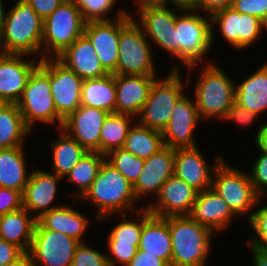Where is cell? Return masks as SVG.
Masks as SVG:
<instances>
[{
	"instance_id": "1",
	"label": "cell",
	"mask_w": 267,
	"mask_h": 266,
	"mask_svg": "<svg viewBox=\"0 0 267 266\" xmlns=\"http://www.w3.org/2000/svg\"><path fill=\"white\" fill-rule=\"evenodd\" d=\"M42 38L43 19L29 2L18 0L6 15L0 36V52L41 56Z\"/></svg>"
},
{
	"instance_id": "2",
	"label": "cell",
	"mask_w": 267,
	"mask_h": 266,
	"mask_svg": "<svg viewBox=\"0 0 267 266\" xmlns=\"http://www.w3.org/2000/svg\"><path fill=\"white\" fill-rule=\"evenodd\" d=\"M81 199L97 206L98 221L117 213L126 214L128 211L139 210L135 205L137 199L133 185L106 160L90 189Z\"/></svg>"
},
{
	"instance_id": "3",
	"label": "cell",
	"mask_w": 267,
	"mask_h": 266,
	"mask_svg": "<svg viewBox=\"0 0 267 266\" xmlns=\"http://www.w3.org/2000/svg\"><path fill=\"white\" fill-rule=\"evenodd\" d=\"M171 234V266H205L213 231L189 215L168 216Z\"/></svg>"
},
{
	"instance_id": "4",
	"label": "cell",
	"mask_w": 267,
	"mask_h": 266,
	"mask_svg": "<svg viewBox=\"0 0 267 266\" xmlns=\"http://www.w3.org/2000/svg\"><path fill=\"white\" fill-rule=\"evenodd\" d=\"M133 16L127 11L120 17L119 54L113 74L156 76L151 42Z\"/></svg>"
},
{
	"instance_id": "5",
	"label": "cell",
	"mask_w": 267,
	"mask_h": 266,
	"mask_svg": "<svg viewBox=\"0 0 267 266\" xmlns=\"http://www.w3.org/2000/svg\"><path fill=\"white\" fill-rule=\"evenodd\" d=\"M25 125L33 131L36 121L54 124L63 119L58 115L50 87V58H43L31 73L22 96L16 103Z\"/></svg>"
},
{
	"instance_id": "6",
	"label": "cell",
	"mask_w": 267,
	"mask_h": 266,
	"mask_svg": "<svg viewBox=\"0 0 267 266\" xmlns=\"http://www.w3.org/2000/svg\"><path fill=\"white\" fill-rule=\"evenodd\" d=\"M195 82V102L201 119L224 120L228 109L235 102V84L224 70L207 62Z\"/></svg>"
},
{
	"instance_id": "7",
	"label": "cell",
	"mask_w": 267,
	"mask_h": 266,
	"mask_svg": "<svg viewBox=\"0 0 267 266\" xmlns=\"http://www.w3.org/2000/svg\"><path fill=\"white\" fill-rule=\"evenodd\" d=\"M179 12L182 15H178ZM195 12L178 9L176 14V58L184 62L188 70L205 57L214 40L211 16L206 18Z\"/></svg>"
},
{
	"instance_id": "8",
	"label": "cell",
	"mask_w": 267,
	"mask_h": 266,
	"mask_svg": "<svg viewBox=\"0 0 267 266\" xmlns=\"http://www.w3.org/2000/svg\"><path fill=\"white\" fill-rule=\"evenodd\" d=\"M85 24L86 21L74 1L64 0L43 20L41 57L38 59L51 58V56L56 58L84 34Z\"/></svg>"
},
{
	"instance_id": "9",
	"label": "cell",
	"mask_w": 267,
	"mask_h": 266,
	"mask_svg": "<svg viewBox=\"0 0 267 266\" xmlns=\"http://www.w3.org/2000/svg\"><path fill=\"white\" fill-rule=\"evenodd\" d=\"M213 175L211 188L225 200L236 216L248 215L251 211L247 217L249 220L257 205L262 204L249 174L232 167L223 160Z\"/></svg>"
},
{
	"instance_id": "10",
	"label": "cell",
	"mask_w": 267,
	"mask_h": 266,
	"mask_svg": "<svg viewBox=\"0 0 267 266\" xmlns=\"http://www.w3.org/2000/svg\"><path fill=\"white\" fill-rule=\"evenodd\" d=\"M180 69L175 67L165 77L154 81L139 118V123L151 129L163 131L170 121L177 101L184 95Z\"/></svg>"
},
{
	"instance_id": "11",
	"label": "cell",
	"mask_w": 267,
	"mask_h": 266,
	"mask_svg": "<svg viewBox=\"0 0 267 266\" xmlns=\"http://www.w3.org/2000/svg\"><path fill=\"white\" fill-rule=\"evenodd\" d=\"M80 242L58 231L44 229L36 222L29 253L35 266H72Z\"/></svg>"
},
{
	"instance_id": "12",
	"label": "cell",
	"mask_w": 267,
	"mask_h": 266,
	"mask_svg": "<svg viewBox=\"0 0 267 266\" xmlns=\"http://www.w3.org/2000/svg\"><path fill=\"white\" fill-rule=\"evenodd\" d=\"M83 79L57 58H50V87L58 115L65 120L81 105Z\"/></svg>"
},
{
	"instance_id": "13",
	"label": "cell",
	"mask_w": 267,
	"mask_h": 266,
	"mask_svg": "<svg viewBox=\"0 0 267 266\" xmlns=\"http://www.w3.org/2000/svg\"><path fill=\"white\" fill-rule=\"evenodd\" d=\"M212 24L220 27L222 37L235 48H246L256 42L261 33V20L255 16L240 13L232 7L224 8L211 15Z\"/></svg>"
},
{
	"instance_id": "14",
	"label": "cell",
	"mask_w": 267,
	"mask_h": 266,
	"mask_svg": "<svg viewBox=\"0 0 267 266\" xmlns=\"http://www.w3.org/2000/svg\"><path fill=\"white\" fill-rule=\"evenodd\" d=\"M199 120L195 100L184 94L175 104L171 119L162 131L164 145L172 149L197 147L194 129Z\"/></svg>"
},
{
	"instance_id": "15",
	"label": "cell",
	"mask_w": 267,
	"mask_h": 266,
	"mask_svg": "<svg viewBox=\"0 0 267 266\" xmlns=\"http://www.w3.org/2000/svg\"><path fill=\"white\" fill-rule=\"evenodd\" d=\"M127 11L120 10L116 20L88 21L84 27V35L90 40L101 65L113 74L118 62V43L120 37V17Z\"/></svg>"
},
{
	"instance_id": "16",
	"label": "cell",
	"mask_w": 267,
	"mask_h": 266,
	"mask_svg": "<svg viewBox=\"0 0 267 266\" xmlns=\"http://www.w3.org/2000/svg\"><path fill=\"white\" fill-rule=\"evenodd\" d=\"M23 58V54L0 52V101L3 103L16 104L19 101L31 73L40 63L36 57L30 61Z\"/></svg>"
},
{
	"instance_id": "17",
	"label": "cell",
	"mask_w": 267,
	"mask_h": 266,
	"mask_svg": "<svg viewBox=\"0 0 267 266\" xmlns=\"http://www.w3.org/2000/svg\"><path fill=\"white\" fill-rule=\"evenodd\" d=\"M109 114L99 108L80 105L63 121L61 129L88 152L100 153L101 127Z\"/></svg>"
},
{
	"instance_id": "18",
	"label": "cell",
	"mask_w": 267,
	"mask_h": 266,
	"mask_svg": "<svg viewBox=\"0 0 267 266\" xmlns=\"http://www.w3.org/2000/svg\"><path fill=\"white\" fill-rule=\"evenodd\" d=\"M197 195L196 189L173 175L162 185L155 198L158 201L145 207L159 217L189 215Z\"/></svg>"
},
{
	"instance_id": "19",
	"label": "cell",
	"mask_w": 267,
	"mask_h": 266,
	"mask_svg": "<svg viewBox=\"0 0 267 266\" xmlns=\"http://www.w3.org/2000/svg\"><path fill=\"white\" fill-rule=\"evenodd\" d=\"M224 159L220 156L209 166L198 147L175 149L174 175L198 192L210 189L213 173ZM212 173V174H211Z\"/></svg>"
},
{
	"instance_id": "20",
	"label": "cell",
	"mask_w": 267,
	"mask_h": 266,
	"mask_svg": "<svg viewBox=\"0 0 267 266\" xmlns=\"http://www.w3.org/2000/svg\"><path fill=\"white\" fill-rule=\"evenodd\" d=\"M175 10V11H174ZM169 7L147 8L139 12V23L150 42L176 57V11Z\"/></svg>"
},
{
	"instance_id": "21",
	"label": "cell",
	"mask_w": 267,
	"mask_h": 266,
	"mask_svg": "<svg viewBox=\"0 0 267 266\" xmlns=\"http://www.w3.org/2000/svg\"><path fill=\"white\" fill-rule=\"evenodd\" d=\"M174 160L175 149L167 146L144 159L142 171L133 185L137 201L149 193L159 194L162 185L174 175Z\"/></svg>"
},
{
	"instance_id": "22",
	"label": "cell",
	"mask_w": 267,
	"mask_h": 266,
	"mask_svg": "<svg viewBox=\"0 0 267 266\" xmlns=\"http://www.w3.org/2000/svg\"><path fill=\"white\" fill-rule=\"evenodd\" d=\"M157 76L115 75L116 114L138 117L148 100L149 92Z\"/></svg>"
},
{
	"instance_id": "23",
	"label": "cell",
	"mask_w": 267,
	"mask_h": 266,
	"mask_svg": "<svg viewBox=\"0 0 267 266\" xmlns=\"http://www.w3.org/2000/svg\"><path fill=\"white\" fill-rule=\"evenodd\" d=\"M60 180L62 178L53 172L34 170L30 173L29 181L22 193L23 208L30 214L35 212L33 216L36 220L51 209L60 207L52 205L57 196V184Z\"/></svg>"
},
{
	"instance_id": "24",
	"label": "cell",
	"mask_w": 267,
	"mask_h": 266,
	"mask_svg": "<svg viewBox=\"0 0 267 266\" xmlns=\"http://www.w3.org/2000/svg\"><path fill=\"white\" fill-rule=\"evenodd\" d=\"M189 216L214 234L226 229L236 215L212 188L198 192Z\"/></svg>"
},
{
	"instance_id": "25",
	"label": "cell",
	"mask_w": 267,
	"mask_h": 266,
	"mask_svg": "<svg viewBox=\"0 0 267 266\" xmlns=\"http://www.w3.org/2000/svg\"><path fill=\"white\" fill-rule=\"evenodd\" d=\"M56 58L83 80L100 78L109 74L101 65L95 48L84 34Z\"/></svg>"
},
{
	"instance_id": "26",
	"label": "cell",
	"mask_w": 267,
	"mask_h": 266,
	"mask_svg": "<svg viewBox=\"0 0 267 266\" xmlns=\"http://www.w3.org/2000/svg\"><path fill=\"white\" fill-rule=\"evenodd\" d=\"M138 249L163 259L171 266V234L167 217L155 216L144 208V224Z\"/></svg>"
},
{
	"instance_id": "27",
	"label": "cell",
	"mask_w": 267,
	"mask_h": 266,
	"mask_svg": "<svg viewBox=\"0 0 267 266\" xmlns=\"http://www.w3.org/2000/svg\"><path fill=\"white\" fill-rule=\"evenodd\" d=\"M25 208L0 216V238L29 252L37 220Z\"/></svg>"
},
{
	"instance_id": "28",
	"label": "cell",
	"mask_w": 267,
	"mask_h": 266,
	"mask_svg": "<svg viewBox=\"0 0 267 266\" xmlns=\"http://www.w3.org/2000/svg\"><path fill=\"white\" fill-rule=\"evenodd\" d=\"M37 222L44 229L61 232L79 242H84L82 238L89 224L87 216L64 204L44 213Z\"/></svg>"
},
{
	"instance_id": "29",
	"label": "cell",
	"mask_w": 267,
	"mask_h": 266,
	"mask_svg": "<svg viewBox=\"0 0 267 266\" xmlns=\"http://www.w3.org/2000/svg\"><path fill=\"white\" fill-rule=\"evenodd\" d=\"M235 102L258 115L267 111V62L235 85Z\"/></svg>"
},
{
	"instance_id": "30",
	"label": "cell",
	"mask_w": 267,
	"mask_h": 266,
	"mask_svg": "<svg viewBox=\"0 0 267 266\" xmlns=\"http://www.w3.org/2000/svg\"><path fill=\"white\" fill-rule=\"evenodd\" d=\"M23 146L0 149V187L20 191L29 181Z\"/></svg>"
},
{
	"instance_id": "31",
	"label": "cell",
	"mask_w": 267,
	"mask_h": 266,
	"mask_svg": "<svg viewBox=\"0 0 267 266\" xmlns=\"http://www.w3.org/2000/svg\"><path fill=\"white\" fill-rule=\"evenodd\" d=\"M81 105L115 113V75L109 73L100 78L85 79L81 90Z\"/></svg>"
},
{
	"instance_id": "32",
	"label": "cell",
	"mask_w": 267,
	"mask_h": 266,
	"mask_svg": "<svg viewBox=\"0 0 267 266\" xmlns=\"http://www.w3.org/2000/svg\"><path fill=\"white\" fill-rule=\"evenodd\" d=\"M29 132L17 104L4 103L0 107V149L23 146Z\"/></svg>"
},
{
	"instance_id": "33",
	"label": "cell",
	"mask_w": 267,
	"mask_h": 266,
	"mask_svg": "<svg viewBox=\"0 0 267 266\" xmlns=\"http://www.w3.org/2000/svg\"><path fill=\"white\" fill-rule=\"evenodd\" d=\"M59 130L60 136L51 145L53 172L64 178L88 151L63 129Z\"/></svg>"
},
{
	"instance_id": "34",
	"label": "cell",
	"mask_w": 267,
	"mask_h": 266,
	"mask_svg": "<svg viewBox=\"0 0 267 266\" xmlns=\"http://www.w3.org/2000/svg\"><path fill=\"white\" fill-rule=\"evenodd\" d=\"M164 146L161 131L148 128L136 122L134 126L132 124L130 127L122 148L139 158L148 159Z\"/></svg>"
},
{
	"instance_id": "35",
	"label": "cell",
	"mask_w": 267,
	"mask_h": 266,
	"mask_svg": "<svg viewBox=\"0 0 267 266\" xmlns=\"http://www.w3.org/2000/svg\"><path fill=\"white\" fill-rule=\"evenodd\" d=\"M106 160V155L99 152H87L66 175L70 183L77 184L78 191L74 196L82 198L90 189L99 170Z\"/></svg>"
},
{
	"instance_id": "36",
	"label": "cell",
	"mask_w": 267,
	"mask_h": 266,
	"mask_svg": "<svg viewBox=\"0 0 267 266\" xmlns=\"http://www.w3.org/2000/svg\"><path fill=\"white\" fill-rule=\"evenodd\" d=\"M134 116L128 114H109L101 127L100 153L107 155L110 151L123 147Z\"/></svg>"
},
{
	"instance_id": "37",
	"label": "cell",
	"mask_w": 267,
	"mask_h": 266,
	"mask_svg": "<svg viewBox=\"0 0 267 266\" xmlns=\"http://www.w3.org/2000/svg\"><path fill=\"white\" fill-rule=\"evenodd\" d=\"M106 161L118 170L132 185L136 183L144 165V159L123 148L110 151Z\"/></svg>"
},
{
	"instance_id": "38",
	"label": "cell",
	"mask_w": 267,
	"mask_h": 266,
	"mask_svg": "<svg viewBox=\"0 0 267 266\" xmlns=\"http://www.w3.org/2000/svg\"><path fill=\"white\" fill-rule=\"evenodd\" d=\"M141 209L136 211L137 221L128 220L126 214H122L121 222L112 229L111 233H109L107 241L133 244L138 248L142 226L144 224V208L141 207Z\"/></svg>"
},
{
	"instance_id": "39",
	"label": "cell",
	"mask_w": 267,
	"mask_h": 266,
	"mask_svg": "<svg viewBox=\"0 0 267 266\" xmlns=\"http://www.w3.org/2000/svg\"><path fill=\"white\" fill-rule=\"evenodd\" d=\"M81 11L83 19L88 21L111 20L106 17L114 9L117 0H73ZM105 16V17H104Z\"/></svg>"
},
{
	"instance_id": "40",
	"label": "cell",
	"mask_w": 267,
	"mask_h": 266,
	"mask_svg": "<svg viewBox=\"0 0 267 266\" xmlns=\"http://www.w3.org/2000/svg\"><path fill=\"white\" fill-rule=\"evenodd\" d=\"M258 206L259 204L257 205L259 209L256 208L249 219L255 235L251 234L248 243H250V247L267 252V205Z\"/></svg>"
},
{
	"instance_id": "41",
	"label": "cell",
	"mask_w": 267,
	"mask_h": 266,
	"mask_svg": "<svg viewBox=\"0 0 267 266\" xmlns=\"http://www.w3.org/2000/svg\"><path fill=\"white\" fill-rule=\"evenodd\" d=\"M72 266H109L106 254L80 242L76 248Z\"/></svg>"
},
{
	"instance_id": "42",
	"label": "cell",
	"mask_w": 267,
	"mask_h": 266,
	"mask_svg": "<svg viewBox=\"0 0 267 266\" xmlns=\"http://www.w3.org/2000/svg\"><path fill=\"white\" fill-rule=\"evenodd\" d=\"M107 242L109 252L112 255V257L109 254L106 255L109 266H116V264L126 266L138 250L133 244L118 243V241Z\"/></svg>"
},
{
	"instance_id": "43",
	"label": "cell",
	"mask_w": 267,
	"mask_h": 266,
	"mask_svg": "<svg viewBox=\"0 0 267 266\" xmlns=\"http://www.w3.org/2000/svg\"><path fill=\"white\" fill-rule=\"evenodd\" d=\"M249 173L256 194L263 199L267 188V154L261 153L254 162Z\"/></svg>"
},
{
	"instance_id": "44",
	"label": "cell",
	"mask_w": 267,
	"mask_h": 266,
	"mask_svg": "<svg viewBox=\"0 0 267 266\" xmlns=\"http://www.w3.org/2000/svg\"><path fill=\"white\" fill-rule=\"evenodd\" d=\"M23 208L22 192L0 187V216Z\"/></svg>"
},
{
	"instance_id": "45",
	"label": "cell",
	"mask_w": 267,
	"mask_h": 266,
	"mask_svg": "<svg viewBox=\"0 0 267 266\" xmlns=\"http://www.w3.org/2000/svg\"><path fill=\"white\" fill-rule=\"evenodd\" d=\"M231 7L237 12L255 16L260 20L267 15V0H233Z\"/></svg>"
},
{
	"instance_id": "46",
	"label": "cell",
	"mask_w": 267,
	"mask_h": 266,
	"mask_svg": "<svg viewBox=\"0 0 267 266\" xmlns=\"http://www.w3.org/2000/svg\"><path fill=\"white\" fill-rule=\"evenodd\" d=\"M256 117H258V114L249 111L245 107L234 102L233 105L228 109L224 121H235L240 125L248 126V124L251 125L252 121L255 120Z\"/></svg>"
},
{
	"instance_id": "47",
	"label": "cell",
	"mask_w": 267,
	"mask_h": 266,
	"mask_svg": "<svg viewBox=\"0 0 267 266\" xmlns=\"http://www.w3.org/2000/svg\"><path fill=\"white\" fill-rule=\"evenodd\" d=\"M126 266H169L163 259L149 254L147 251L137 250L135 256Z\"/></svg>"
},
{
	"instance_id": "48",
	"label": "cell",
	"mask_w": 267,
	"mask_h": 266,
	"mask_svg": "<svg viewBox=\"0 0 267 266\" xmlns=\"http://www.w3.org/2000/svg\"><path fill=\"white\" fill-rule=\"evenodd\" d=\"M24 252L14 244L0 238V266H6L14 262Z\"/></svg>"
},
{
	"instance_id": "49",
	"label": "cell",
	"mask_w": 267,
	"mask_h": 266,
	"mask_svg": "<svg viewBox=\"0 0 267 266\" xmlns=\"http://www.w3.org/2000/svg\"><path fill=\"white\" fill-rule=\"evenodd\" d=\"M34 11L45 20L64 0H26Z\"/></svg>"
},
{
	"instance_id": "50",
	"label": "cell",
	"mask_w": 267,
	"mask_h": 266,
	"mask_svg": "<svg viewBox=\"0 0 267 266\" xmlns=\"http://www.w3.org/2000/svg\"><path fill=\"white\" fill-rule=\"evenodd\" d=\"M233 0H197L195 5V11H202L208 15H212L214 12L231 7Z\"/></svg>"
},
{
	"instance_id": "51",
	"label": "cell",
	"mask_w": 267,
	"mask_h": 266,
	"mask_svg": "<svg viewBox=\"0 0 267 266\" xmlns=\"http://www.w3.org/2000/svg\"><path fill=\"white\" fill-rule=\"evenodd\" d=\"M256 146L261 153L267 154V122L259 127L255 136Z\"/></svg>"
},
{
	"instance_id": "52",
	"label": "cell",
	"mask_w": 267,
	"mask_h": 266,
	"mask_svg": "<svg viewBox=\"0 0 267 266\" xmlns=\"http://www.w3.org/2000/svg\"><path fill=\"white\" fill-rule=\"evenodd\" d=\"M138 5V10L147 8L168 7L169 0H135Z\"/></svg>"
},
{
	"instance_id": "53",
	"label": "cell",
	"mask_w": 267,
	"mask_h": 266,
	"mask_svg": "<svg viewBox=\"0 0 267 266\" xmlns=\"http://www.w3.org/2000/svg\"><path fill=\"white\" fill-rule=\"evenodd\" d=\"M197 0H169V5L180 10H195Z\"/></svg>"
},
{
	"instance_id": "54",
	"label": "cell",
	"mask_w": 267,
	"mask_h": 266,
	"mask_svg": "<svg viewBox=\"0 0 267 266\" xmlns=\"http://www.w3.org/2000/svg\"><path fill=\"white\" fill-rule=\"evenodd\" d=\"M253 253L254 266H267V252L250 247Z\"/></svg>"
},
{
	"instance_id": "55",
	"label": "cell",
	"mask_w": 267,
	"mask_h": 266,
	"mask_svg": "<svg viewBox=\"0 0 267 266\" xmlns=\"http://www.w3.org/2000/svg\"><path fill=\"white\" fill-rule=\"evenodd\" d=\"M6 266H35V264L31 254L29 252H24L14 262H11Z\"/></svg>"
},
{
	"instance_id": "56",
	"label": "cell",
	"mask_w": 267,
	"mask_h": 266,
	"mask_svg": "<svg viewBox=\"0 0 267 266\" xmlns=\"http://www.w3.org/2000/svg\"><path fill=\"white\" fill-rule=\"evenodd\" d=\"M2 1L3 0H0V36L3 31V26L7 15V13H5L6 11L4 10V5L2 4L3 3Z\"/></svg>"
},
{
	"instance_id": "57",
	"label": "cell",
	"mask_w": 267,
	"mask_h": 266,
	"mask_svg": "<svg viewBox=\"0 0 267 266\" xmlns=\"http://www.w3.org/2000/svg\"><path fill=\"white\" fill-rule=\"evenodd\" d=\"M263 28L267 31V15L261 19V30H263Z\"/></svg>"
}]
</instances>
